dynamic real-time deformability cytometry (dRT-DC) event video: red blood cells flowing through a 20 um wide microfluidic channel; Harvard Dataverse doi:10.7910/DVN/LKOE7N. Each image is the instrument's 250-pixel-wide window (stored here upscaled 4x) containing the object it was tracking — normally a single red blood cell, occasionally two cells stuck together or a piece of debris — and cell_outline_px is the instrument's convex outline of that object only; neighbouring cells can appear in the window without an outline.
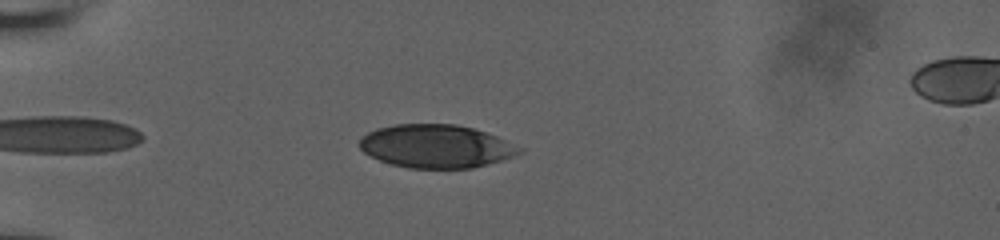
{"species": "human", "species_latin": "Homo sapiens", "temperature_condition": "room temperature", "stored_images_in_passage": 40, "camera_frame_rate_fps": 3000, "um_per_image_px": 0.085, "donor": {"sex": "male"}, "frame": {"image": 1, "passage_image": 6, "time_ms": 1.667, "image_size_px": [1000, 240], "cell_outline_px": [[524, 152], [504, 160], [472, 168], [408, 168], [392, 164], [380, 160], [364, 152], [360, 148], [360, 140], [368, 132], [376, 128], [396, 124], [456, 124], [472, 128], [496, 136], [524, 148]], "centroid_in_image_um": [37.11, 12.43], "position_along_channel_um": 47.9, "area_um2": 40.23}}
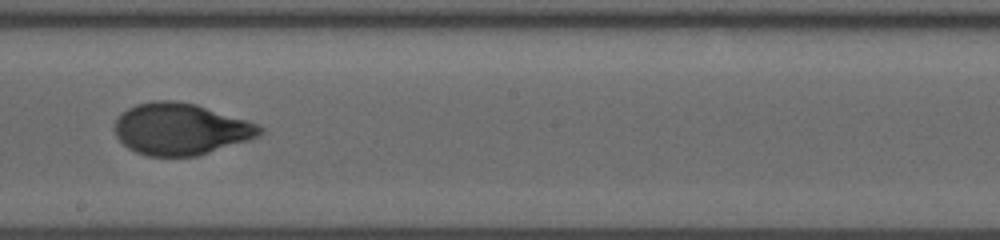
{"frame": {"image": 2, "passage_image": 23, "time_ms": 7.333, "image_size_px": [1000, 240], "cell_outline_px": [[264, 132], [260, 136], [248, 140], [196, 156], [148, 156], [136, 152], [128, 148], [116, 136], [116, 120], [120, 112], [136, 104], [152, 100], [172, 100], [196, 104], [248, 120], [264, 128]], "centroid_in_image_um": [15.36, 10.96], "position_along_channel_um": 232.8, "area_um2": 43.7}}
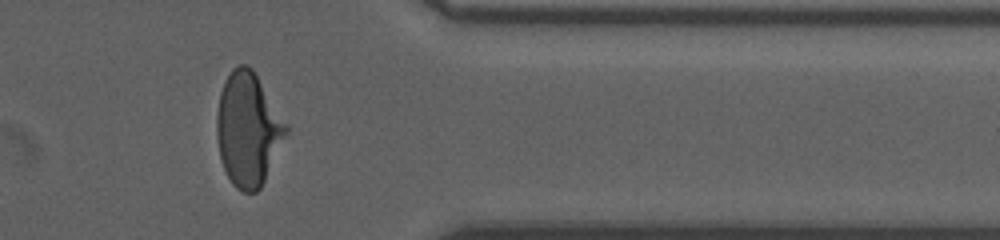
{"frame": {"image": 3, "passage_image": 36, "time_ms": 11.667, "image_size_px": [1000, 240], "cell_outline_px": [[288, 132], [260, 188], [256, 192], [244, 192], [236, 188], [232, 184], [220, 160], [216, 136], [216, 116], [220, 92], [224, 80], [232, 68], [240, 64], [248, 64], [252, 68], [288, 124]], "centroid_in_image_um": [21.06, 10.96], "position_along_channel_um": 390.3, "area_um2": 45.89}, "authors_computed_cell_mechanics": {"area_um2": 43.4078, "velocity_mm_per_s": 3.8653, "shape_relaxation_time_tau1_ms": 4.0537, "shape_relaxation_time_tau2_ms": null, "deformation_change_tau1": 0.1733, "deformation_change_tau2": null}}